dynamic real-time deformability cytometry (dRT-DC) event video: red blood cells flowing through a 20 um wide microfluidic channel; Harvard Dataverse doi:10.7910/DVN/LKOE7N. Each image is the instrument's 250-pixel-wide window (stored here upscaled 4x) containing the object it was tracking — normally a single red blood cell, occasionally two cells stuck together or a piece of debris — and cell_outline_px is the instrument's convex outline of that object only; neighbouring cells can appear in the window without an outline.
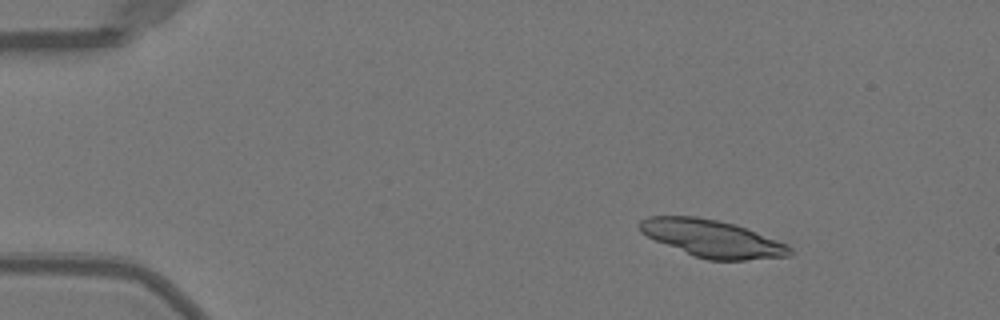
{"species": "Egyptian fruit bat (a non-hibernating species)", "species_latin": "Rousettus aegyptiacus", "temperature_condition": "warm", "stored_images_in_passage": 44, "camera_frame_rate_fps": 3000, "um_per_image_px": 0.085, "animal": {"sex": "female"}, "frame": {"image": 1, "passage_image": 1, "time_ms": 0.0, "image_size_px": [1000, 320], "cell_outline_px": [[792, 252], [788, 256], [744, 260], [708, 260], [692, 256], [656, 240], [640, 232], [636, 224], [640, 220], [648, 216], [696, 216], [736, 224], [788, 244], [792, 248]], "centroid_in_image_um": [60.52, 20.27], "position_along_channel_um": 24.5, "area_um2": 32.66}}